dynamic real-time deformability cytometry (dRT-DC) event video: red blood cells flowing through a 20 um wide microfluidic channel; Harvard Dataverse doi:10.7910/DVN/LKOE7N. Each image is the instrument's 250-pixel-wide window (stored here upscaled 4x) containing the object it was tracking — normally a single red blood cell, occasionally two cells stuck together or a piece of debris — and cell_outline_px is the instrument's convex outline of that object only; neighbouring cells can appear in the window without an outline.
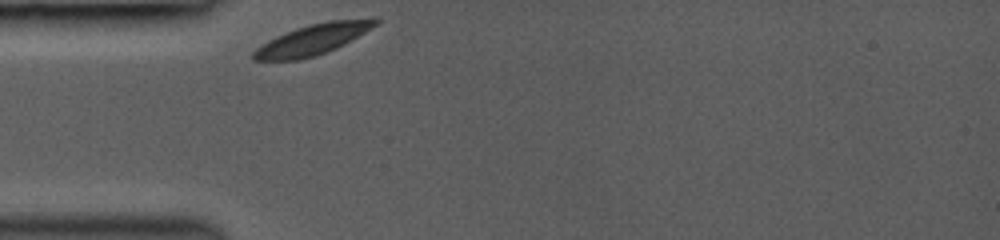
{"species": "common noctule bat (a hibernating species)", "species_latin": "Nyctalus noctula", "temperature_condition": "room temperature", "stored_images_in_passage": 1, "camera_frame_rate_fps": 3000, "um_per_image_px": 0.085, "animal": {"sex": "female", "body_mass_g": 19.0, "forearm_length_mm": 53.3}, "frame": {"image": 1, "passage_image": 1, "time_ms": 0.0, "image_size_px": [1000, 240], "cell_outline_px": [[380, 20], [372, 28], [344, 44], [328, 52], [316, 56], [296, 60], [252, 60], [252, 52], [256, 48], [268, 40], [276, 36], [296, 28], [308, 24], [328, 20], [376, 16], [380, 16]], "centroid_in_image_um": [26.65, 3.32], "position_along_channel_um": 58.4, "area_um2": 22.14}}